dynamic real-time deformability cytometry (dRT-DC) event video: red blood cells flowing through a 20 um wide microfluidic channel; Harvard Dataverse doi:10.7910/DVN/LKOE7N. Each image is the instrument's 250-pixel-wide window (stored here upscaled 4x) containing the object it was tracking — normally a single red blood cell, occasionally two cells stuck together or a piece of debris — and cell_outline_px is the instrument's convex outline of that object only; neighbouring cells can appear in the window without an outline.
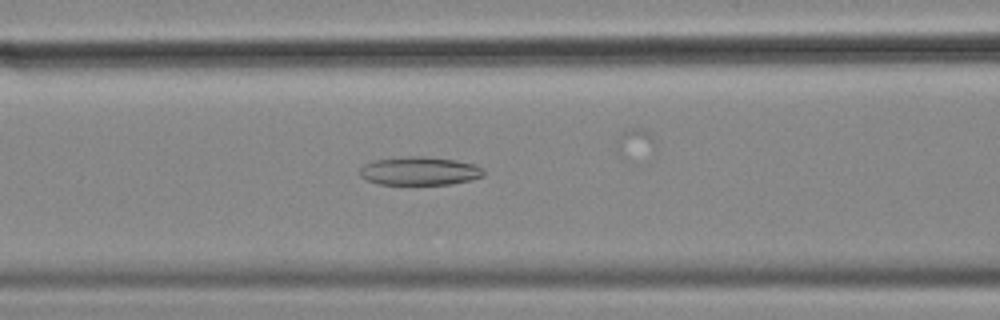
{"species": "common noctule bat (a hibernating species)", "species_latin": "Nyctalus noctula", "temperature_condition": "cold", "stored_images_in_passage": 54, "camera_frame_rate_fps": 3000, "um_per_image_px": 0.085, "animal": {"sex": "female", "body_mass_g": 18.4}, "frame": {"image": 1, "passage_image": 23, "time_ms": 7.333, "image_size_px": [1000, 320], "cell_outline_px": [[484, 176], [468, 180], [448, 184], [376, 184], [360, 176], [360, 168], [364, 164], [376, 160], [408, 156], [424, 156], [456, 160], [476, 164], [484, 168]], "centroid_in_image_um": [35.68, 14.53], "position_along_channel_um": 130.9, "area_um2": 20.46}}
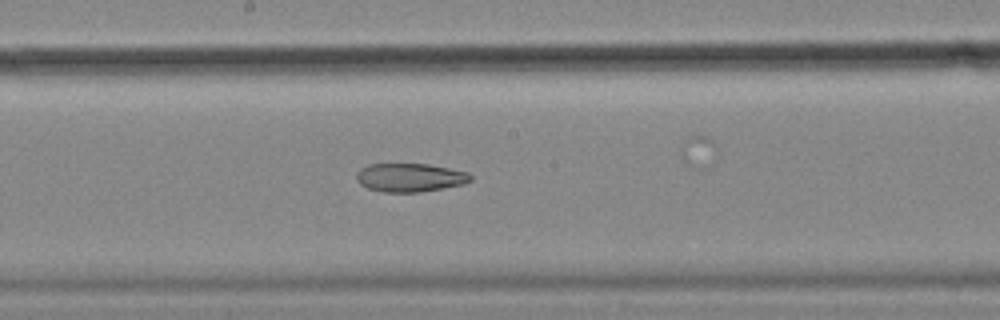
{"frame": {"image": 2, "passage_image": 30, "time_ms": 9.667, "image_size_px": [1000, 320], "cell_outline_px": [[472, 180], [464, 184], [420, 192], [380, 192], [368, 188], [360, 184], [356, 180], [356, 172], [360, 168], [368, 164], [428, 164], [468, 172], [472, 176]], "centroid_in_image_um": [34.82, 15.09], "position_along_channel_um": 213.4, "area_um2": 19.07}}
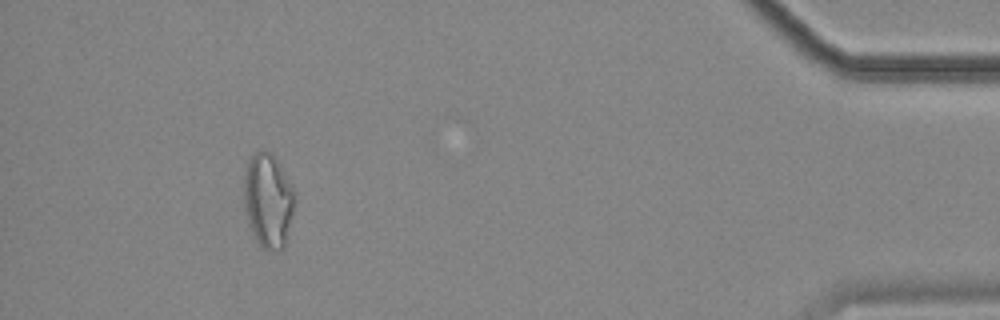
{"frame": {"image": 3, "passage_image": 52, "time_ms": 17.0, "image_size_px": [1000, 320], "cell_outline_px": [[292, 212], [284, 248], [264, 248], [256, 240], [252, 232], [244, 208], [244, 172], [248, 160], [256, 152], [268, 152], [276, 160], [292, 188]], "centroid_in_image_um": [22.73, 17.04], "position_along_channel_um": 412.5, "area_um2": 26.65}}